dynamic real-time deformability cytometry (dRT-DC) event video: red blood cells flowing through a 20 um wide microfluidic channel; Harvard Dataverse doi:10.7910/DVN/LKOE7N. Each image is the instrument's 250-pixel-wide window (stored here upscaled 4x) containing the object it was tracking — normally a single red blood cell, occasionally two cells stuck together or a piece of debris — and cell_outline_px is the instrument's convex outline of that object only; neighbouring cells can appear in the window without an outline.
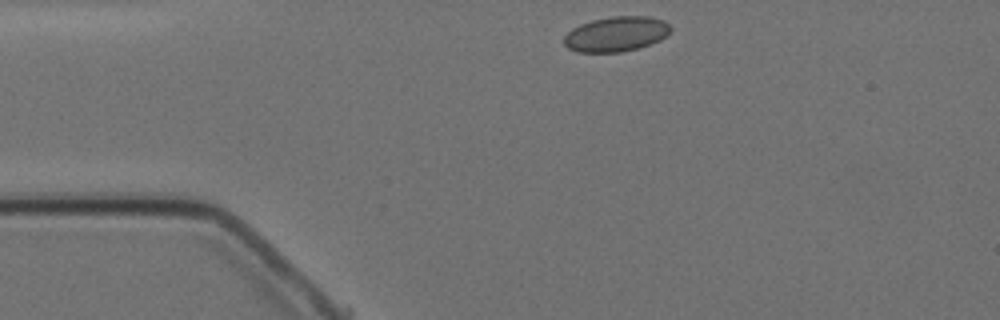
{"species": "Egyptian fruit bat (a non-hibernating species)", "species_latin": "Rousettus aegyptiacus", "temperature_condition": "cold", "stored_images_in_passage": 3, "camera_frame_rate_fps": 3000, "um_per_image_px": 0.085, "animal": {"sex": "female"}, "frame": {"image": 1, "passage_image": 1, "time_ms": 0.0, "image_size_px": [1000, 320], "cell_outline_px": [[672, 28], [660, 40], [636, 48], [620, 52], [576, 52], [568, 48], [564, 44], [564, 36], [572, 28], [580, 24], [592, 20], [612, 16], [648, 16], [664, 20]], "centroid_in_image_um": [52.34, 2.88], "position_along_channel_um": 32.7, "area_um2": 21.62}}